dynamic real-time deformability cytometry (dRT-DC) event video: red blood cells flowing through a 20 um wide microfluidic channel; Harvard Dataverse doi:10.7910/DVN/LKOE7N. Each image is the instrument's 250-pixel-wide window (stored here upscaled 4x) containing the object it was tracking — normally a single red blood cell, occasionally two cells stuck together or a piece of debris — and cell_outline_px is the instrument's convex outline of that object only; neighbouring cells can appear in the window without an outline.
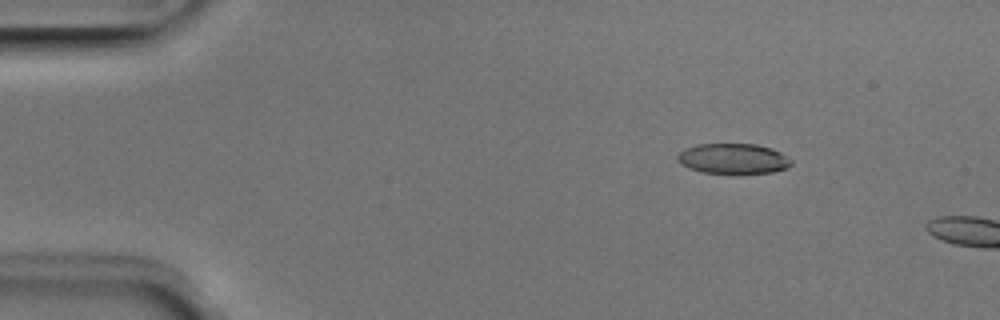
{"species": "Egyptian fruit bat (a non-hibernating species)", "species_latin": "Rousettus aegyptiacus", "temperature_condition": "room temperature", "stored_images_in_passage": 10, "camera_frame_rate_fps": 3000, "um_per_image_px": 0.085, "animal": {"sex": "male"}, "frame": {"image": 1, "passage_image": 7, "time_ms": 2.0, "image_size_px": [1000, 320], "cell_outline_px": [[792, 164], [788, 168], [772, 172], [700, 172], [688, 168], [680, 164], [676, 160], [676, 156], [684, 148], [696, 144], [756, 144], [772, 148], [780, 152], [792, 160]], "centroid_in_image_um": [62.29, 13.46], "position_along_channel_um": 22.7, "area_um2": 20.0}}